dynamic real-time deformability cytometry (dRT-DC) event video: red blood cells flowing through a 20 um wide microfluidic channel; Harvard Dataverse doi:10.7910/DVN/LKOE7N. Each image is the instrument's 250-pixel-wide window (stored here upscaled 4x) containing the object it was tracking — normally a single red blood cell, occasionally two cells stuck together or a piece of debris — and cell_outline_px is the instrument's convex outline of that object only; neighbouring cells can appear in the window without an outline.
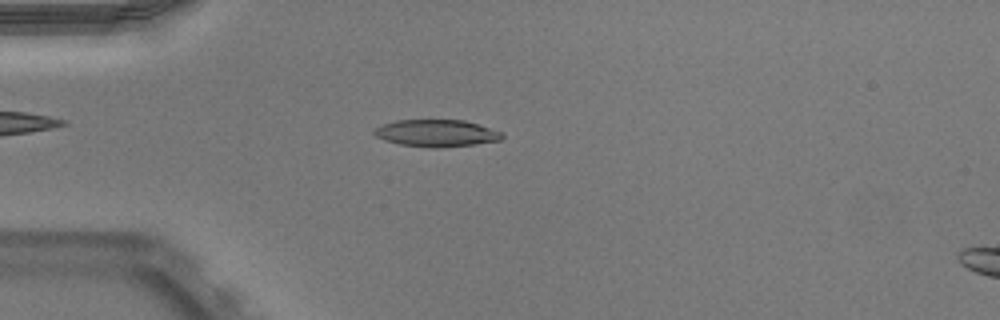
{"species": "Egyptian fruit bat (a non-hibernating species)", "species_latin": "Rousettus aegyptiacus", "temperature_condition": "warm", "stored_images_in_passage": 45, "camera_frame_rate_fps": 3000, "um_per_image_px": 0.085, "animal": {"sex": "male"}, "frame": {"image": 1, "passage_image": 8, "time_ms": 2.333, "image_size_px": [1000, 320], "cell_outline_px": [[504, 136], [500, 140], [476, 144], [436, 148], [432, 148], [400, 144], [384, 140], [376, 136], [372, 132], [376, 128], [384, 124], [396, 120], [464, 120], [504, 132]], "centroid_in_image_um": [37.12, 11.32], "position_along_channel_um": 47.9, "area_um2": 20.11}}
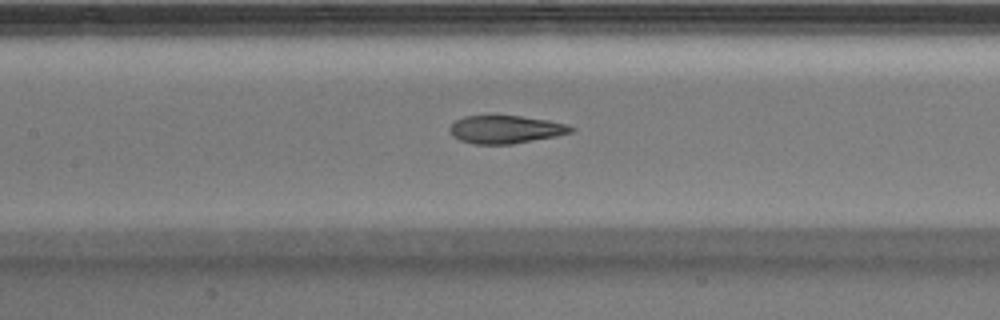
{"frame": {"image": 2, "passage_image": 18, "time_ms": 5.667, "image_size_px": [1000, 320], "cell_outline_px": [[576, 128], [572, 132], [556, 136], [512, 144], [476, 144], [460, 140], [452, 136], [448, 128], [456, 120], [464, 116], [496, 112], [548, 120], [568, 124]], "centroid_in_image_um": [42.95, 10.95], "position_along_channel_um": 164.5, "area_um2": 20.58}}
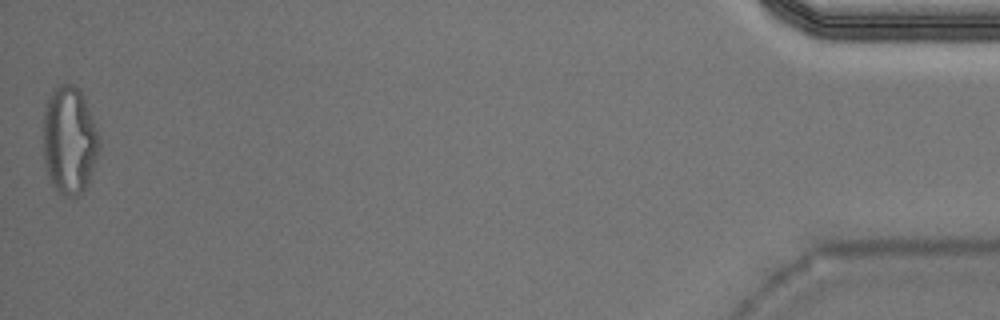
{"frame": {"image": 3, "passage_image": 45, "time_ms": 14.667, "image_size_px": [1000, 320], "cell_outline_px": [[100, 144], [92, 172], [88, 184], [76, 196], [60, 196], [52, 184], [48, 176], [44, 160], [44, 108], [52, 88], [60, 84], [72, 84], [80, 88], [92, 120]], "centroid_in_image_um": [5.86, 11.92], "position_along_channel_um": 429.3, "area_um2": 34.91}, "authors_computed_cell_mechanics": {"area_um2": 20.6924, "velocity_mm_per_s": 3.9527, "shape_relaxation_time_tau1_ms": null, "shape_relaxation_time_tau2_ms": 1.5312, "deformation_change_tau1": null, "deformation_change_tau2": 0.0822}}